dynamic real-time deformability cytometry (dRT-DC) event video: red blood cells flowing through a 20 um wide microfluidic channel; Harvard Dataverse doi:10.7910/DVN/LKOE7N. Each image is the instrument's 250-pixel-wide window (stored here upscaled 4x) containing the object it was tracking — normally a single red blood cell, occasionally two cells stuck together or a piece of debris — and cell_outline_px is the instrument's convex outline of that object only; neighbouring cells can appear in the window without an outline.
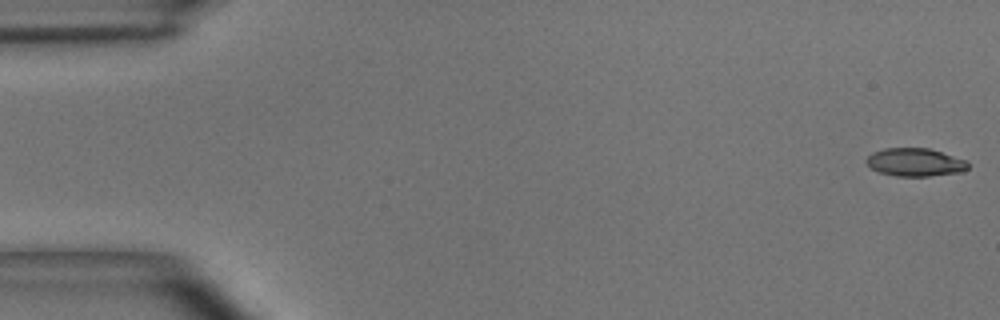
{"species": "common noctule bat (a hibernating species)", "species_latin": "Nyctalus noctula", "temperature_condition": "room temperature", "stored_images_in_passage": 55, "camera_frame_rate_fps": 3000, "um_per_image_px": 0.085, "animal": {"sex": "male", "body_mass_g": 15.6}, "frame": {"image": 1, "passage_image": 1, "time_ms": 0.0, "image_size_px": [1000, 320], "cell_outline_px": [[968, 168], [964, 172], [928, 176], [896, 176], [880, 172], [872, 168], [864, 160], [872, 152], [884, 148], [928, 148], [968, 160]], "centroid_in_image_um": [77.81, 13.79], "position_along_channel_um": 7.2, "area_um2": 16.7}}
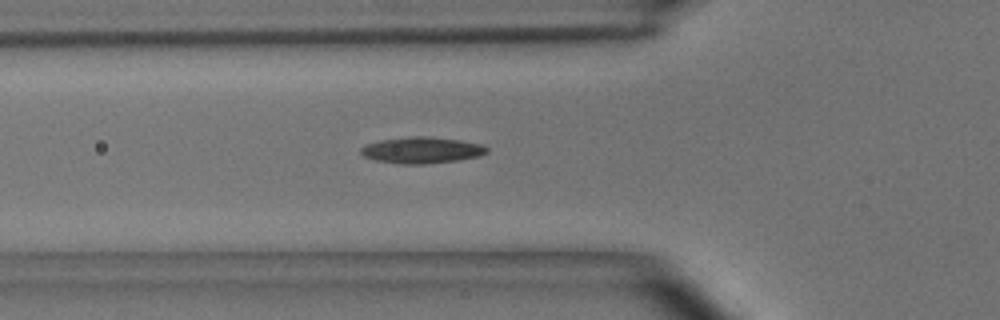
{"frame": {"image": 2, "passage_image": 19, "time_ms": 6.0, "image_size_px": [1000, 320], "cell_outline_px": [[488, 152], [480, 156], [456, 160], [428, 164], [400, 164], [376, 160], [364, 156], [360, 152], [360, 148], [364, 144], [380, 140], [412, 136], [432, 136], [460, 140], [480, 144], [488, 148]], "centroid_in_image_um": [35.83, 12.76], "position_along_channel_um": 90.0, "area_um2": 19.42}}
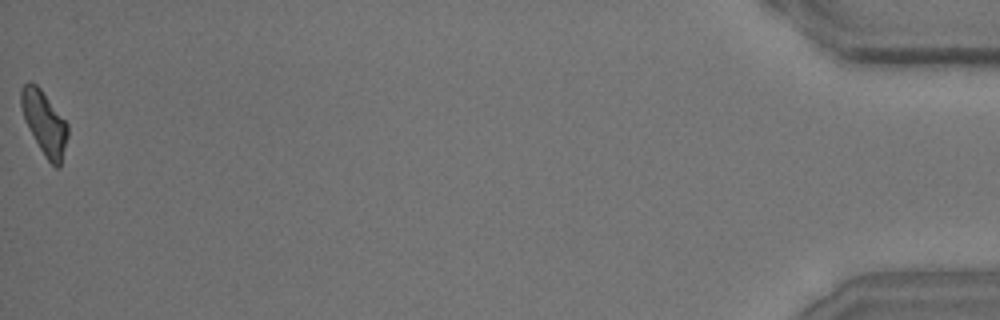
{"frame": {"image": 3, "passage_image": 55, "time_ms": 18.0, "image_size_px": [1000, 320], "cell_outline_px": [[68, 136], [60, 168], [56, 168], [44, 156], [24, 116], [20, 104], [20, 88], [28, 80], [36, 84], [40, 88], [68, 124]], "centroid_in_image_um": [3.78, 10.43], "position_along_channel_um": 431.4, "area_um2": 16.99}, "authors_computed_cell_mechanics": {"area_um2": 17.6868, "velocity_mm_per_s": 3.6426, "shape_relaxation_time_tau1_ms": 6.8158, "shape_relaxation_time_tau2_ms": 3.6393, "deformation_change_tau1": 0.2027, "deformation_change_tau2": 0.1124}}